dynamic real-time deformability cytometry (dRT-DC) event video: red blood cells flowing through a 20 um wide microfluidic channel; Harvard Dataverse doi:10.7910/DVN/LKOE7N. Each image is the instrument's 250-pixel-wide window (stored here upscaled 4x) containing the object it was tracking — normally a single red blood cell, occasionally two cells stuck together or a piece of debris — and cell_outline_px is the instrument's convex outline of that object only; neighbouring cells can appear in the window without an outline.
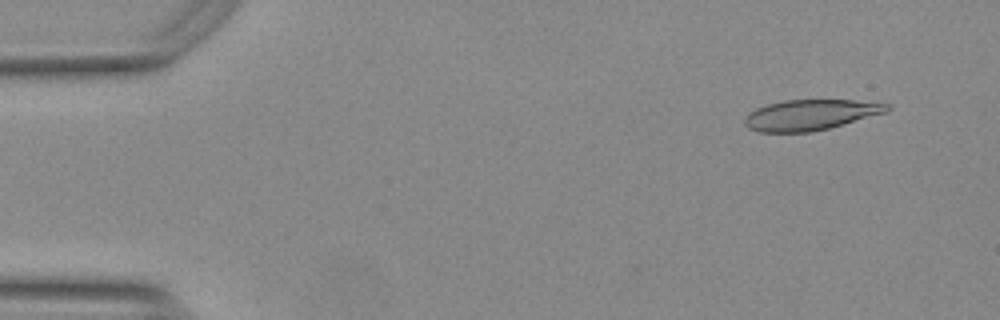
{"species": "Egyptian fruit bat (a non-hibernating species)", "species_latin": "Rousettus aegyptiacus", "temperature_condition": "warm", "stored_images_in_passage": 37, "camera_frame_rate_fps": 3000, "um_per_image_px": 0.085, "animal": {"sex": "female"}, "frame": {"image": 1, "passage_image": 4, "time_ms": 1.0, "image_size_px": [1000, 320], "cell_outline_px": [[892, 108], [888, 112], [828, 128], [812, 132], [760, 132], [748, 128], [744, 124], [744, 116], [748, 112], [756, 108], [768, 104], [784, 100], [852, 100], [892, 104]], "centroid_in_image_um": [68.88, 9.76], "position_along_channel_um": 16.1, "area_um2": 25.49}}
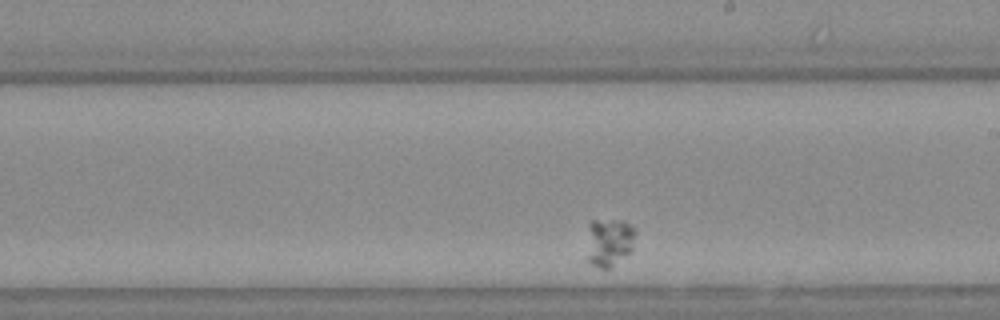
{"frame": {"image": 2, "passage_image": 25, "time_ms": 8.0, "image_size_px": [1000, 320], "cell_outline_px": [[636, 232], [632, 252], [612, 268], [600, 268], [584, 260], [588, 220], [624, 220], [636, 228]], "centroid_in_image_um": [51.74, 20.59], "position_along_channel_um": 237.3, "area_um2": 14.74}}
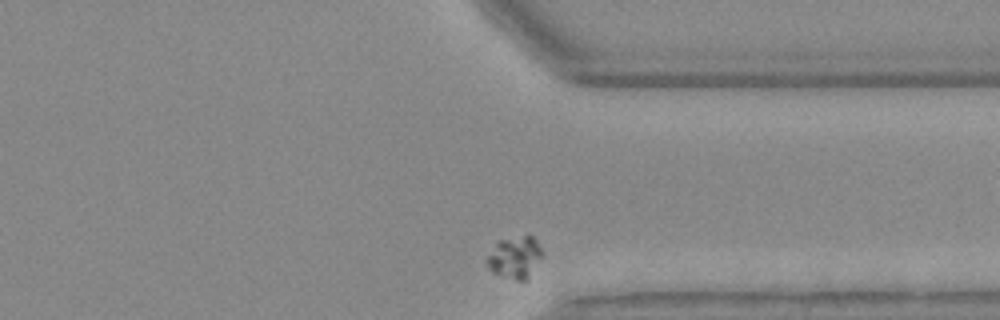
{"frame": {"image": 3, "passage_image": 37, "time_ms": 12.0, "image_size_px": [1000, 320], "cell_outline_px": [[544, 252], [528, 280], [524, 284], [492, 272], [484, 264], [484, 260], [496, 240], [524, 236], [532, 236], [536, 240]], "centroid_in_image_um": [43.73, 21.91], "position_along_channel_um": 367.7, "area_um2": 14.1}}